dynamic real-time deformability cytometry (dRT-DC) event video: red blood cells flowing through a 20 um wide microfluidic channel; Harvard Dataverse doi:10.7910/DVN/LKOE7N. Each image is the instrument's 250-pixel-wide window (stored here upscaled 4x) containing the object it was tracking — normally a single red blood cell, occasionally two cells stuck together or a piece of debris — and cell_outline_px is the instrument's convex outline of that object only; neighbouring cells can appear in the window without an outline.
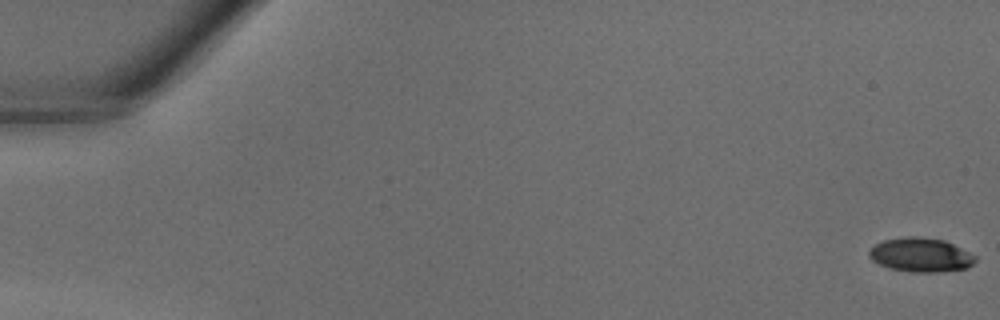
{"species": "common noctule bat (a hibernating species)", "species_latin": "Nyctalus noctula", "temperature_condition": "warm", "stored_images_in_passage": 41, "camera_frame_rate_fps": 3000, "um_per_image_px": 0.085, "animal": {"sex": "male", "body_mass_g": 18.8}, "frame": {"image": 1, "passage_image": 1, "time_ms": 0.0, "image_size_px": [1000, 320], "cell_outline_px": [[976, 260], [968, 268], [940, 272], [912, 272], [888, 268], [872, 260], [868, 256], [868, 252], [876, 244], [884, 240], [908, 236], [920, 236], [944, 240], [976, 256]], "centroid_in_image_um": [78.26, 21.67], "position_along_channel_um": 6.7, "area_um2": 21.04}}
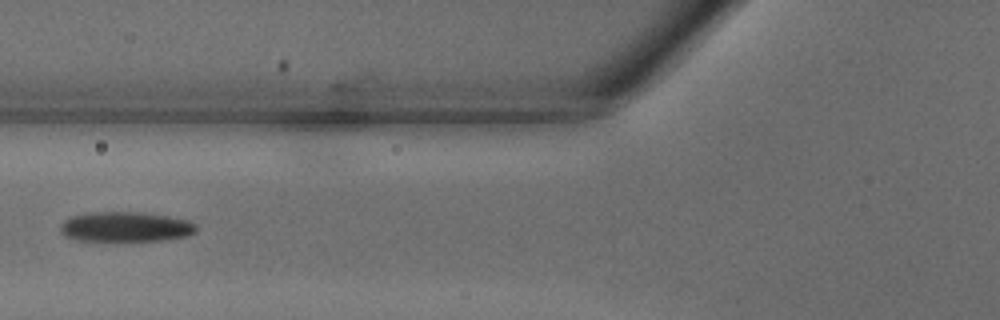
{"frame": {"image": 2, "passage_image": 17, "time_ms": 5.333, "image_size_px": [1000, 320], "cell_outline_px": [[196, 232], [188, 236], [164, 240], [116, 244], [76, 240], [64, 236], [60, 232], [60, 224], [64, 220], [72, 216], [88, 212], [140, 212], [188, 220], [196, 224]], "centroid_in_image_um": [10.62, 19.34], "position_along_channel_um": 115.2, "area_um2": 24.91}}
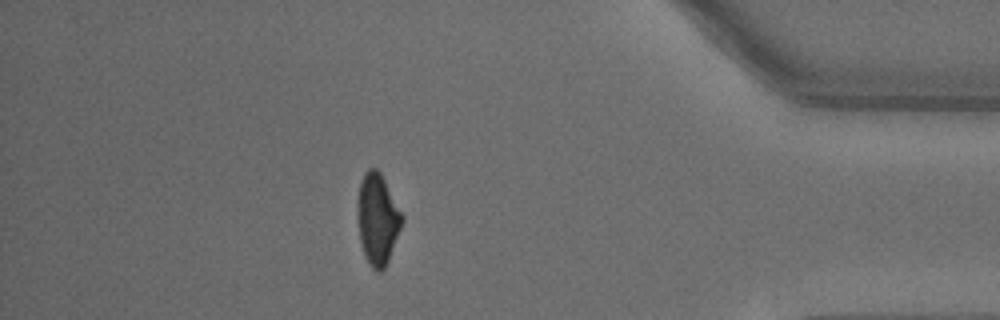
{"frame": {"image": 3, "passage_image": 36, "time_ms": 11.667, "image_size_px": [1000, 320], "cell_outline_px": [[404, 220], [388, 260], [384, 268], [380, 272], [376, 272], [368, 264], [364, 256], [360, 244], [356, 212], [356, 204], [360, 184], [364, 172], [368, 168], [376, 168], [380, 172], [404, 216]], "centroid_in_image_um": [32.06, 18.63], "position_along_channel_um": 403.1, "area_um2": 23.93}}